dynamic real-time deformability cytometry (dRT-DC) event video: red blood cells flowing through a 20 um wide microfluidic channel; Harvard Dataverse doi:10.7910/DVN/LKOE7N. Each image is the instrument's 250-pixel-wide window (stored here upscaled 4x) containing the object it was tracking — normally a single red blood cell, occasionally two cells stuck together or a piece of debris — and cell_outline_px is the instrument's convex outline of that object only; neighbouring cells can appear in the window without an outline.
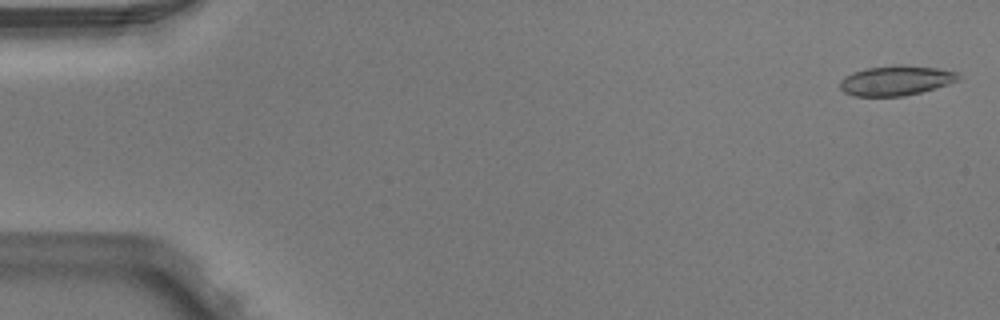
{"species": "Egyptian fruit bat (a non-hibernating species)", "species_latin": "Rousettus aegyptiacus", "temperature_condition": "warm", "stored_images_in_passage": 6, "camera_frame_rate_fps": 3000, "um_per_image_px": 0.085, "animal": {"sex": "male"}, "frame": {"image": 1, "passage_image": 1, "time_ms": 0.0, "image_size_px": [1000, 320], "cell_outline_px": [[960, 80], [936, 88], [904, 96], [852, 96], [844, 92], [840, 88], [840, 80], [844, 76], [852, 72], [864, 68], [896, 64], [900, 64], [936, 68], [956, 72], [960, 76]], "centroid_in_image_um": [76.12, 6.84], "position_along_channel_um": 8.9, "area_um2": 20.81}}